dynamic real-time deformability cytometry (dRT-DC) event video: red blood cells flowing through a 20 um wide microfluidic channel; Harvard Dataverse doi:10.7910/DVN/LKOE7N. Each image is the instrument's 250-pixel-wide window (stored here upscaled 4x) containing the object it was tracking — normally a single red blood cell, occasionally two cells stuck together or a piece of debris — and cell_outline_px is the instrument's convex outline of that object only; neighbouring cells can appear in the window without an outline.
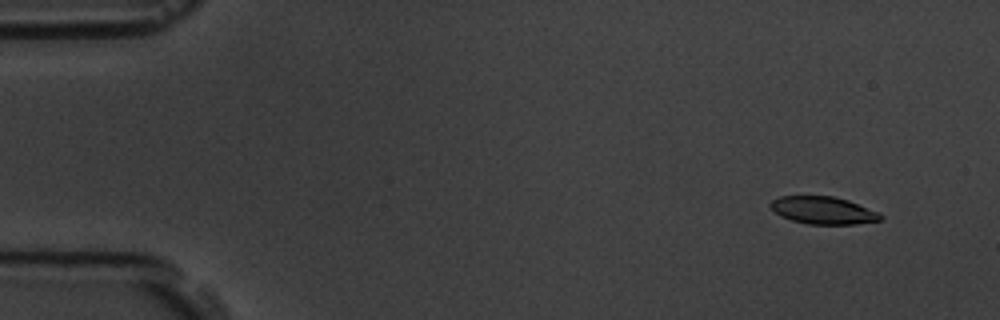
{"species": "common noctule bat (a hibernating species)", "species_latin": "Nyctalus noctula", "temperature_condition": "room temperature", "stored_images_in_passage": 8, "camera_frame_rate_fps": 3000, "um_per_image_px": 0.085, "animal": {"sex": "male", "body_mass_g": 19.5, "forearm_length_mm": 54.6}, "frame": {"image": 1, "passage_image": 2, "time_ms": 1.333, "image_size_px": [1000, 320], "cell_outline_px": [[884, 216], [880, 220], [856, 224], [808, 224], [792, 220], [780, 216], [768, 204], [772, 200], [780, 196], [832, 196], [848, 200], [880, 212]], "centroid_in_image_um": [69.99, 17.88], "position_along_channel_um": 15.0, "area_um2": 17.63}}
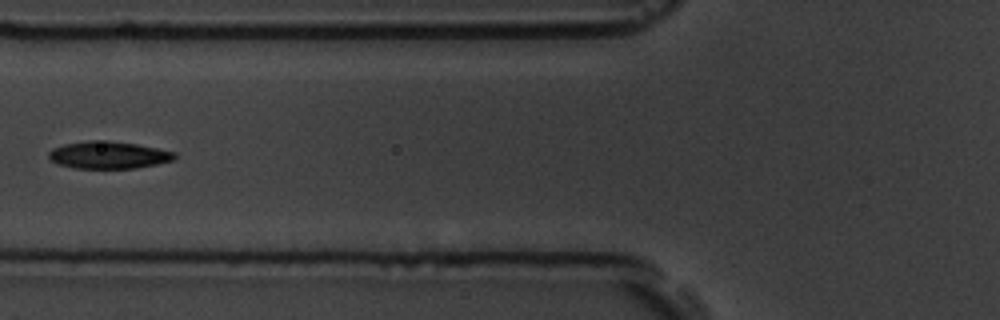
{"frame": {"image": 2, "passage_image": 7, "time_ms": 7.333, "image_size_px": [1000, 320], "cell_outline_px": [[176, 156], [172, 160], [156, 164], [136, 168], [76, 168], [60, 164], [48, 160], [48, 152], [52, 148], [64, 144], [88, 140], [108, 140], [136, 144], [176, 152]], "centroid_in_image_um": [9.18, 13.17], "position_along_channel_um": 116.6, "area_um2": 20.0}}
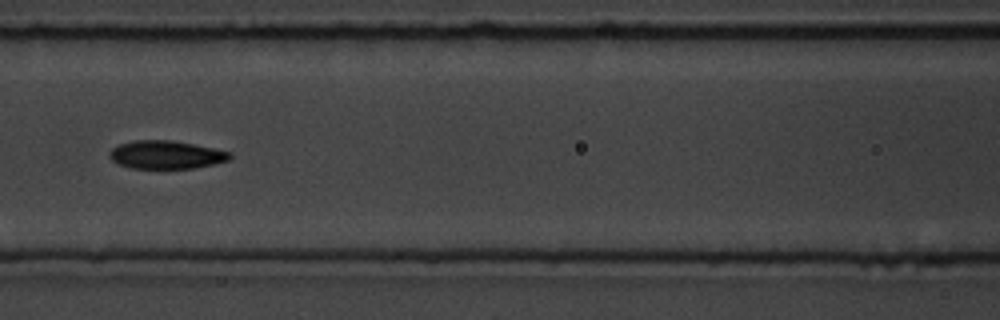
{"frame": {"image": 3, "passage_image": 8, "time_ms": 8.333, "image_size_px": [1000, 320], "cell_outline_px": [[232, 156], [228, 160], [212, 164], [192, 168], [132, 168], [116, 164], [108, 156], [108, 152], [112, 148], [120, 144], [132, 140], [172, 140], [232, 152]], "centroid_in_image_um": [14.06, 13.15], "position_along_channel_um": 152.5, "area_um2": 19.71}}